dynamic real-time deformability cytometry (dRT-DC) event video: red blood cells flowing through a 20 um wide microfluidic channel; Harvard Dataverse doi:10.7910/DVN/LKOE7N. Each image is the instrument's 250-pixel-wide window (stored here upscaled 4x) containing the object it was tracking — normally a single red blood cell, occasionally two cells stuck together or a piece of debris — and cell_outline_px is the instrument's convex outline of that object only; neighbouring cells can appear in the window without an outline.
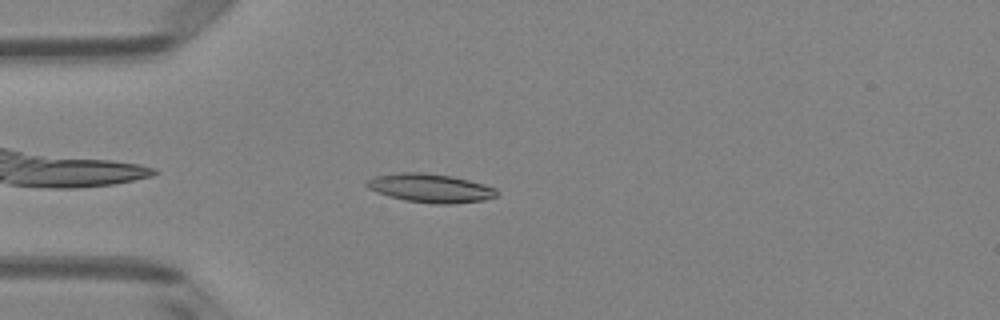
{"species": "Egyptian fruit bat (a non-hibernating species)", "species_latin": "Rousettus aegyptiacus", "temperature_condition": "room temperature", "stored_images_in_passage": 41, "camera_frame_rate_fps": 3000, "um_per_image_px": 0.085, "animal": {"sex": "female"}, "frame": {"image": 1, "passage_image": 4, "time_ms": 1.0, "image_size_px": [1000, 320], "cell_outline_px": [[496, 196], [484, 200], [452, 204], [432, 204], [404, 200], [388, 196], [376, 192], [368, 188], [364, 184], [368, 180], [376, 176], [400, 172], [420, 172], [452, 176], [484, 184], [496, 188]], "centroid_in_image_um": [36.56, 15.99], "position_along_channel_um": 48.4, "area_um2": 21.73}}
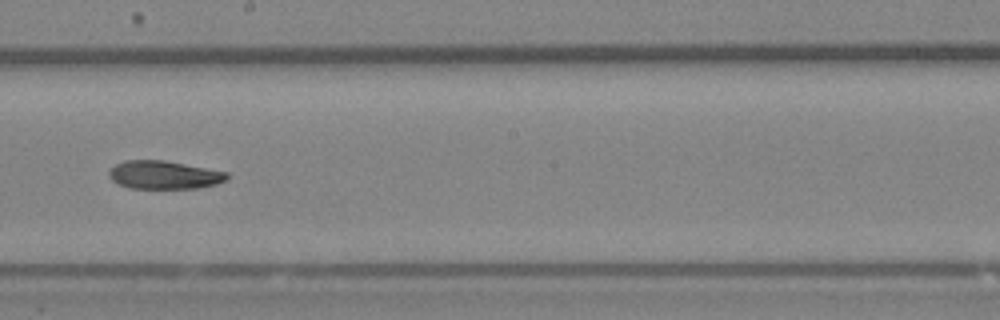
{"frame": {"image": 2, "passage_image": 19, "time_ms": 6.0, "image_size_px": [1000, 320], "cell_outline_px": [[228, 180], [216, 184], [196, 188], [128, 188], [112, 180], [108, 176], [108, 172], [116, 164], [124, 160], [164, 160], [228, 172]], "centroid_in_image_um": [13.95, 14.86], "position_along_channel_um": 234.3, "area_um2": 19.36}}
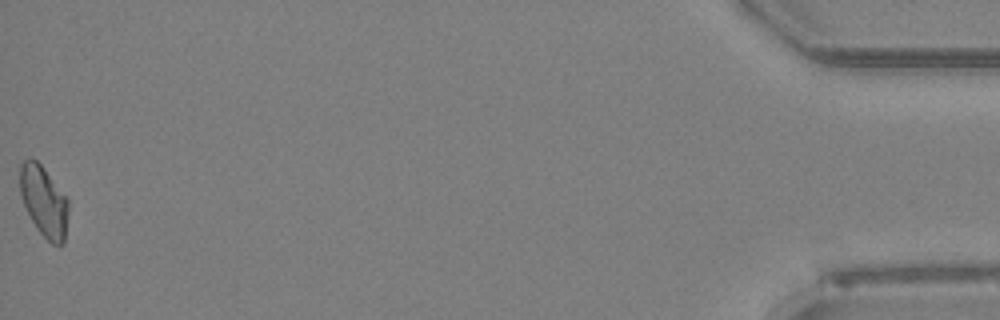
{"frame": {"image": 3, "passage_image": 41, "time_ms": 13.333, "image_size_px": [1000, 320], "cell_outline_px": [[68, 212], [64, 244], [60, 248], [52, 244], [36, 228], [24, 204], [20, 192], [20, 164], [24, 160], [36, 160], [44, 168], [68, 196]], "centroid_in_image_um": [3.77, 17.14], "position_along_channel_um": 431.4, "area_um2": 20.06}, "authors_computed_cell_mechanics": {"area_um2": 20.0566, "velocity_mm_per_s": 4.0173, "shape_relaxation_time_tau1_ms": null, "shape_relaxation_time_tau2_ms": 8.8362, "deformation_change_tau1": null, "deformation_change_tau2": 0.173}}